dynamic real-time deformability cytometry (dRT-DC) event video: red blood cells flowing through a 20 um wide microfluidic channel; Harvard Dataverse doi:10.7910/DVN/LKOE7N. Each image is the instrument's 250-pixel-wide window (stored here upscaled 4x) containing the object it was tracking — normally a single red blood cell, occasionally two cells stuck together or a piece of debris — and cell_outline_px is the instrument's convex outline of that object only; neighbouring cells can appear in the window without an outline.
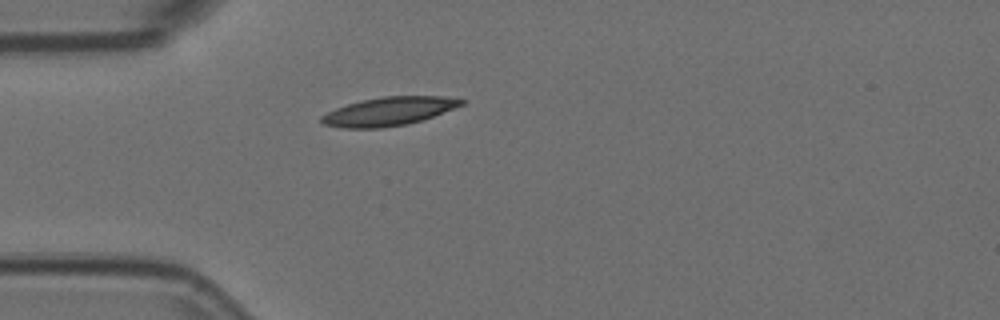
{"species": "Egyptian fruit bat (a non-hibernating species)", "species_latin": "Rousettus aegyptiacus", "temperature_condition": "room temperature", "stored_images_in_passage": 41, "camera_frame_rate_fps": 3000, "um_per_image_px": 0.085, "animal": {"sex": "female"}, "frame": {"image": 1, "passage_image": 1, "time_ms": 0.0, "image_size_px": [1000, 320], "cell_outline_px": [[464, 104], [424, 120], [408, 124], [380, 128], [344, 128], [324, 124], [320, 120], [320, 116], [336, 108], [360, 100], [384, 96], [444, 96], [464, 100]], "centroid_in_image_um": [33.05, 9.46], "position_along_channel_um": 51.9, "area_um2": 23.24}}
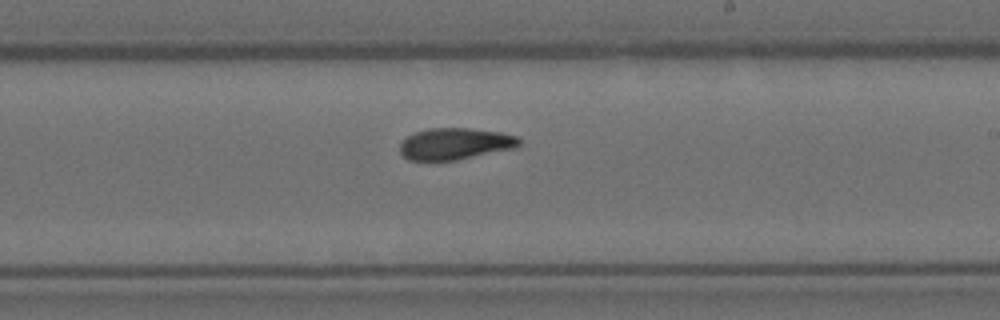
{"frame": {"image": 2, "passage_image": 18, "time_ms": 5.667, "image_size_px": [1000, 320], "cell_outline_px": [[520, 144], [516, 148], [456, 160], [408, 160], [400, 152], [400, 140], [416, 132], [428, 128], [468, 128], [500, 132], [520, 136]], "centroid_in_image_um": [38.69, 12.21], "position_along_channel_um": 250.3, "area_um2": 22.08}}
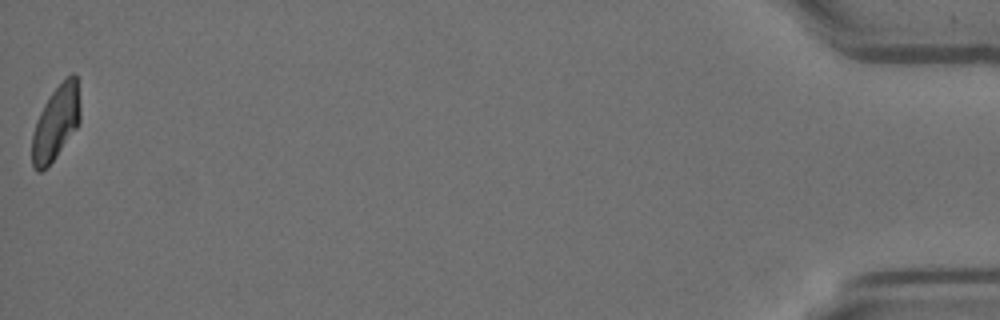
{"frame": {"image": 3, "passage_image": 41, "time_ms": 13.333, "image_size_px": [1000, 320], "cell_outline_px": [[80, 120], [76, 128], [56, 156], [40, 172], [36, 172], [32, 168], [32, 132], [36, 120], [48, 96], [72, 72], [76, 76], [80, 104]], "centroid_in_image_um": [4.73, 10.44], "position_along_channel_um": 430.5, "area_um2": 20.63}, "authors_computed_cell_mechanics": {"area_um2": 22.0218, "velocity_mm_per_s": 3.6581, "shape_relaxation_time_tau1_ms": 9.7368, "shape_relaxation_time_tau2_ms": 5.167, "deformation_change_tau1": 0.2267, "deformation_change_tau2": 0.0904}}